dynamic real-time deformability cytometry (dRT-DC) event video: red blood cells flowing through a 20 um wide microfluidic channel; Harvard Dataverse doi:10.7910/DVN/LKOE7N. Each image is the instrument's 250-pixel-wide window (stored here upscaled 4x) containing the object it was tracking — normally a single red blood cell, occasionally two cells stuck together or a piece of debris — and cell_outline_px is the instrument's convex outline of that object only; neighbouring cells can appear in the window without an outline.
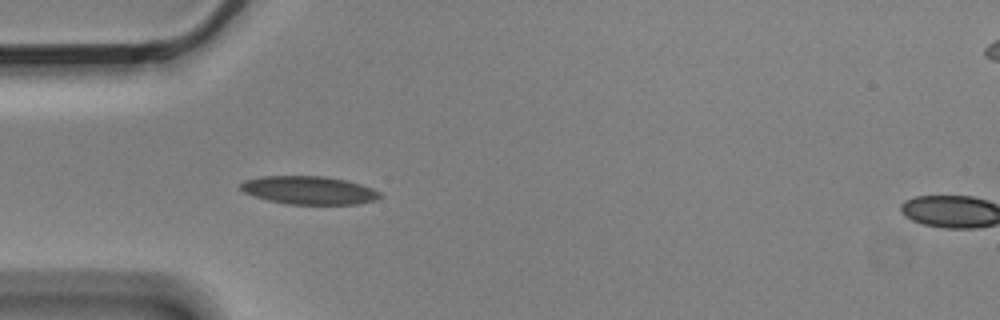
{"species": "Egyptian fruit bat (a non-hibernating species)", "species_latin": "Rousettus aegyptiacus", "temperature_condition": "cold", "stored_images_in_passage": 2, "segment_of_instrument_passage": [1, 2], "camera_frame_rate_fps": 3000, "um_per_image_px": 0.085, "animal": {"sex": "male"}, "frame": {"image": 1, "passage_image": 1, "time_ms": 0.0, "image_size_px": [1000, 320], "cell_outline_px": [[380, 196], [376, 200], [360, 204], [288, 204], [268, 200], [244, 192], [240, 188], [240, 184], [244, 180], [260, 176], [324, 176], [348, 180], [372, 188], [380, 192]], "centroid_in_image_um": [26.27, 16.16], "position_along_channel_um": 58.7, "area_um2": 22.89}}